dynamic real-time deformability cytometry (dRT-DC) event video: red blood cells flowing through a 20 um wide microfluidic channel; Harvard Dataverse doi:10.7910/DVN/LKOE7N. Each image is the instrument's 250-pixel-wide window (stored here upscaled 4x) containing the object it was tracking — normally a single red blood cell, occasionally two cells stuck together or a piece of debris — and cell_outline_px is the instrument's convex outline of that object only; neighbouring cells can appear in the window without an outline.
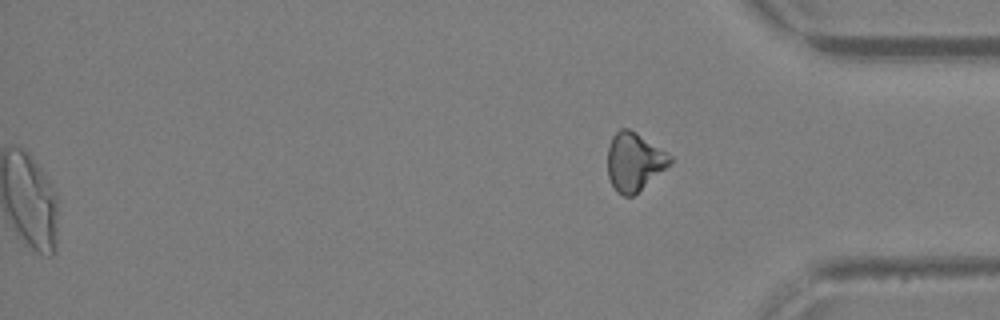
{"species": "Egyptian fruit bat (a non-hibernating species)", "species_latin": "Rousettus aegyptiacus", "temperature_condition": "warm", "stored_images_in_passage": 44, "segment_of_instrument_passage": [2, 2], "camera_frame_rate_fps": 3000, "um_per_image_px": 0.085, "animal": {"sex": "female"}, "frame": {"image": 1, "passage_image": 44, "time_ms": 14.333, "image_size_px": [1000, 320], "cell_outline_px": [[672, 164], [632, 196], [624, 196], [616, 192], [608, 176], [608, 148], [612, 136], [620, 128], [628, 128], [636, 132], [672, 156]], "centroid_in_image_um": [53.91, 13.74], "position_along_channel_um": 381.3, "area_um2": 21.1}}